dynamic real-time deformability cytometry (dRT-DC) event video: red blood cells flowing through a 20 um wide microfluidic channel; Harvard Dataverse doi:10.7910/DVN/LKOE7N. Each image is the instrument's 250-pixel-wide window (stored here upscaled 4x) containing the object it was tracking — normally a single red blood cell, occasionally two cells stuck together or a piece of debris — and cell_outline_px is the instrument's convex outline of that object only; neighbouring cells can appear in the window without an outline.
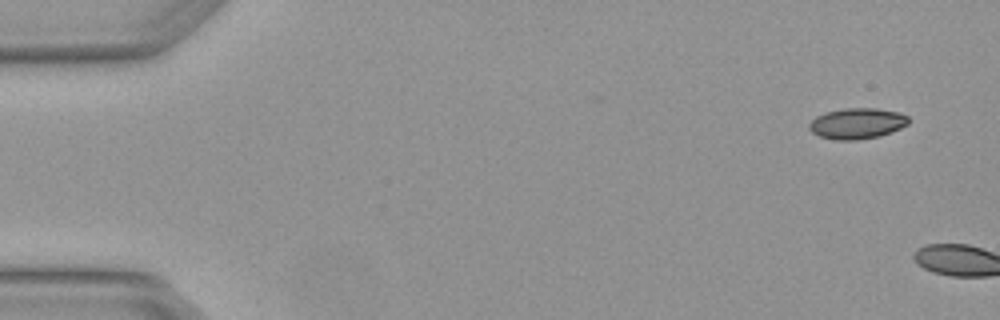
{"species": "Egyptian fruit bat (a non-hibernating species)", "species_latin": "Rousettus aegyptiacus", "temperature_condition": "warm", "stored_images_in_passage": 2, "camera_frame_rate_fps": 3000, "um_per_image_px": 0.085, "animal": {"sex": "female"}, "frame": {"image": 1, "passage_image": 1, "time_ms": 0.0, "image_size_px": [1000, 320], "cell_outline_px": [[908, 124], [892, 132], [880, 136], [856, 140], [836, 140], [820, 136], [812, 132], [808, 128], [808, 124], [816, 116], [824, 112], [844, 108], [876, 108], [900, 112], [908, 116]], "centroid_in_image_um": [72.85, 10.49], "position_along_channel_um": 12.2, "area_um2": 17.98}}